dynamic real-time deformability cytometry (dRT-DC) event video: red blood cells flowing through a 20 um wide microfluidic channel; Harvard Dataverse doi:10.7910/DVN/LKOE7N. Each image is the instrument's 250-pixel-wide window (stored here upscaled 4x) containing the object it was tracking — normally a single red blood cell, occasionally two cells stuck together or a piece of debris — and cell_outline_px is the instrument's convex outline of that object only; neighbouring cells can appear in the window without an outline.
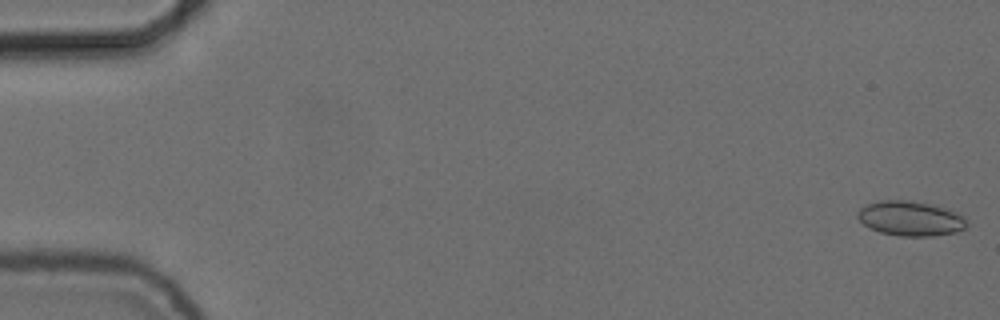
{"species": "common noctule bat (a hibernating species)", "species_latin": "Nyctalus noctula", "temperature_condition": "cold", "stored_images_in_passage": 55, "camera_frame_rate_fps": 3000, "um_per_image_px": 0.085, "animal": {"sex": "female", "body_mass_g": 24.6, "forearm_length_mm": 56.2}, "frame": {"image": 1, "passage_image": 1, "time_ms": 0.0, "image_size_px": [1000, 320], "cell_outline_px": [[968, 224], [964, 228], [956, 232], [932, 236], [900, 236], [880, 232], [864, 224], [856, 216], [856, 212], [860, 208], [868, 204], [880, 200], [904, 200], [928, 204], [948, 208], [964, 216], [968, 220]], "centroid_in_image_um": [77.41, 18.57], "position_along_channel_um": 7.6, "area_um2": 22.08}}
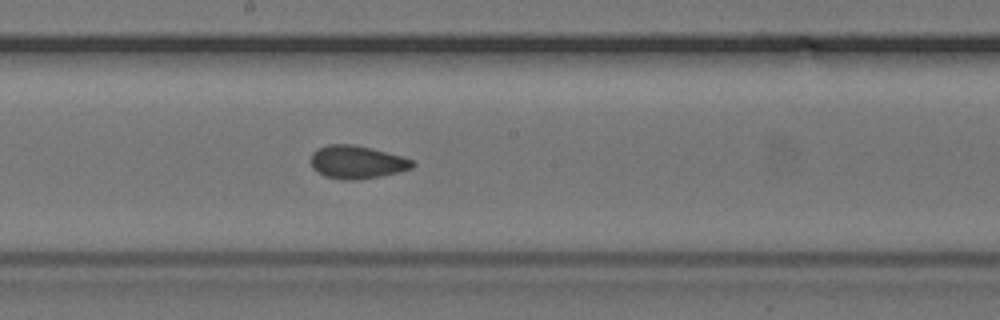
{"frame": {"image": 2, "passage_image": 30, "time_ms": 9.667, "image_size_px": [1000, 320], "cell_outline_px": [[416, 164], [412, 168], [380, 176], [356, 180], [340, 180], [324, 176], [312, 168], [312, 152], [316, 148], [328, 144], [352, 144], [372, 148], [400, 156], [412, 160]], "centroid_in_image_um": [30.3, 13.78], "position_along_channel_um": 217.9, "area_um2": 19.54}}
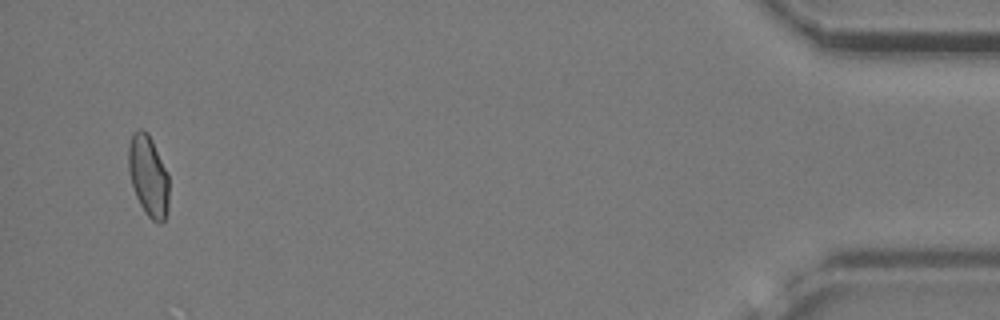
{"frame": {"image": 3, "passage_image": 53, "time_ms": 17.333, "image_size_px": [1000, 320], "cell_outline_px": [[168, 212], [164, 220], [160, 224], [152, 220], [144, 212], [136, 196], [128, 172], [128, 148], [132, 136], [140, 128], [148, 132], [168, 172]], "centroid_in_image_um": [12.62, 14.97], "position_along_channel_um": 422.6, "area_um2": 19.19}, "authors_computed_cell_mechanics": {"area_um2": 19.7098, "velocity_mm_per_s": 3.7401, "shape_relaxation_time_tau1_ms": 7.2575, "shape_relaxation_time_tau2_ms": 1.6933, "deformation_change_tau1": 0.1121, "deformation_change_tau2": 0.0604}}